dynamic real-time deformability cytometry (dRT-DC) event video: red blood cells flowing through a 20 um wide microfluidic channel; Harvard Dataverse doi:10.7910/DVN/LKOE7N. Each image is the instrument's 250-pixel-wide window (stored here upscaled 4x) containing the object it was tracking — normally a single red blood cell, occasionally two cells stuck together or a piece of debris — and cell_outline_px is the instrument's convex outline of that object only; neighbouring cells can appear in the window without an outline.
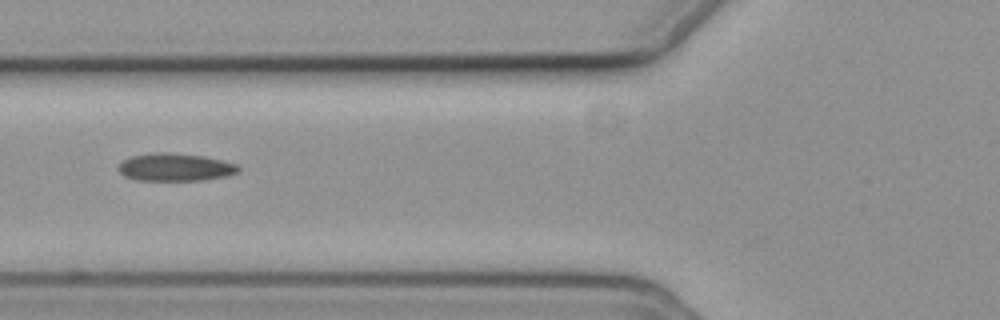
{"species": "common noctule bat (a hibernating species)", "species_latin": "Nyctalus noctula", "temperature_condition": "cold", "stored_images_in_passage": 12, "camera_frame_rate_fps": 3000, "um_per_image_px": 0.085, "animal": {"sex": "female", "body_mass_g": 19.3, "forearm_length_mm": 54.1}, "frame": {"image": 1, "passage_image": 3, "time_ms": 3.333, "image_size_px": [1000, 320], "cell_outline_px": [[240, 172], [228, 176], [200, 180], [136, 180], [124, 176], [116, 168], [124, 160], [132, 156], [152, 152], [164, 152], [204, 156], [240, 164]], "centroid_in_image_um": [14.93, 14.21], "position_along_channel_um": 110.9, "area_um2": 19.54}}
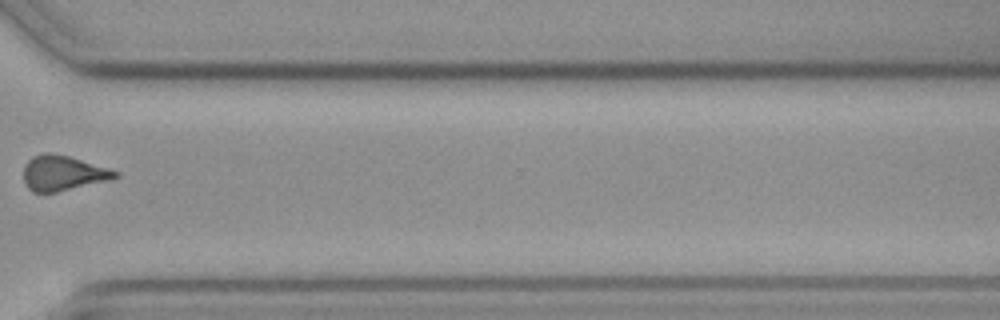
{"frame": {"image": 2, "passage_image": 9, "time_ms": 10.333, "image_size_px": [1000, 320], "cell_outline_px": [[120, 176], [108, 180], [56, 192], [32, 192], [28, 188], [24, 180], [24, 164], [32, 156], [44, 152], [52, 152], [68, 156], [108, 168], [120, 172]], "centroid_in_image_um": [5.32, 14.7], "position_along_channel_um": 365.3, "area_um2": 18.67}}
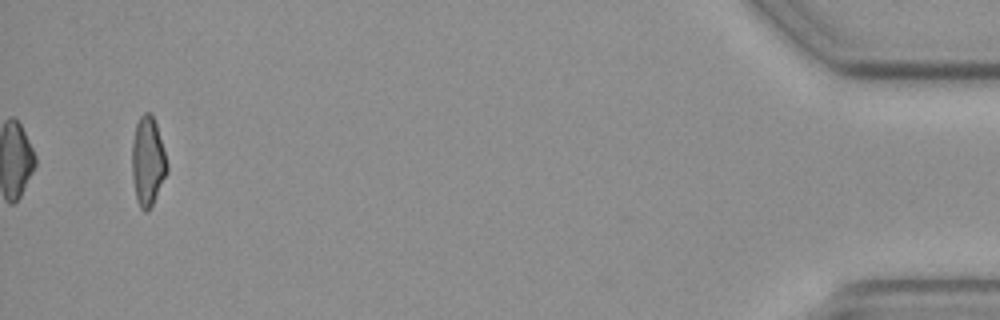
{"frame": {"image": 3, "passage_image": 12, "time_ms": 14.333, "image_size_px": [1000, 320], "cell_outline_px": [[168, 172], [148, 212], [144, 212], [140, 208], [136, 200], [132, 176], [132, 140], [136, 124], [140, 116], [144, 112], [152, 112], [156, 124], [168, 164]], "centroid_in_image_um": [12.55, 13.71], "position_along_channel_um": 422.6, "area_um2": 18.32}}